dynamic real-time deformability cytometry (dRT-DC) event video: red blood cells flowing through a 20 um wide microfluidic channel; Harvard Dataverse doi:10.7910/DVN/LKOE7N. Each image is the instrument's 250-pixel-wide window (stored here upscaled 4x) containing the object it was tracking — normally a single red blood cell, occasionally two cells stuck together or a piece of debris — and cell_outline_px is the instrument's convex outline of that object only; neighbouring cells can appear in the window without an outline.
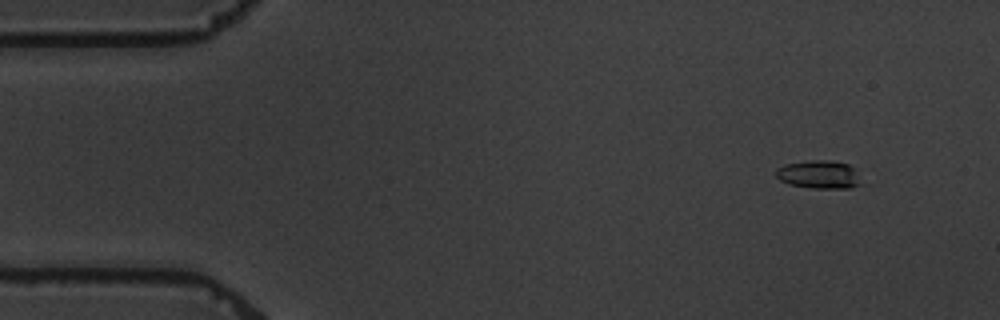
{"species": "common noctule bat (a hibernating species)", "species_latin": "Nyctalus noctula", "temperature_condition": "warm", "stored_images_in_passage": 4, "segment_of_instrument_passage": [2, 2], "camera_frame_rate_fps": 3000, "um_per_image_px": 0.085, "animal": {"sex": "male", "body_mass_g": 19.5, "forearm_length_mm": 54.6}, "frame": {"image": 1, "passage_image": 4, "time_ms": 3.333, "image_size_px": [1000, 320], "cell_outline_px": [[860, 184], [852, 188], [812, 188], [788, 184], [780, 180], [776, 176], [776, 168], [784, 164], [812, 160], [832, 160], [848, 164], [852, 168]], "centroid_in_image_um": [69.55, 14.83], "position_along_channel_um": 15.5, "area_um2": 13.81}}